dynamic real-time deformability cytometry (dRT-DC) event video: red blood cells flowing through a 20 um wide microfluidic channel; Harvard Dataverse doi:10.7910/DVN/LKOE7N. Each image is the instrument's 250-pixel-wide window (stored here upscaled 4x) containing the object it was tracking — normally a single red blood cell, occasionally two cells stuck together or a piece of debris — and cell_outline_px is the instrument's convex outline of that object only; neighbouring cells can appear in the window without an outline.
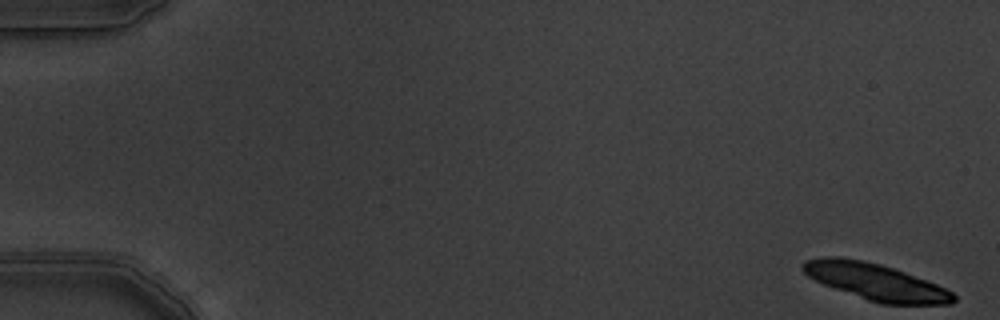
{"species": "common noctule bat (a hibernating species)", "species_latin": "Nyctalus noctula", "temperature_condition": "warm", "stored_images_in_passage": 7, "camera_frame_rate_fps": 3000, "um_per_image_px": 0.085, "animal": {"sex": "male", "body_mass_g": 19.5, "forearm_length_mm": 54.6}, "frame": {"image": 1, "passage_image": 1, "time_ms": 0.0, "image_size_px": [1000, 320], "cell_outline_px": [[956, 300], [952, 304], [880, 304], [868, 300], [824, 284], [808, 276], [800, 268], [800, 264], [804, 260], [820, 256], [840, 256], [864, 260], [880, 264], [904, 272], [936, 284], [952, 292], [956, 296]], "centroid_in_image_um": [74.38, 23.93], "position_along_channel_um": 10.6, "area_um2": 32.02}}